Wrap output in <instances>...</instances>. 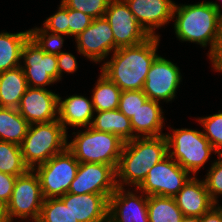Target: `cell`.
Here are the masks:
<instances>
[{"label": "cell", "instance_id": "1", "mask_svg": "<svg viewBox=\"0 0 222 222\" xmlns=\"http://www.w3.org/2000/svg\"><path fill=\"white\" fill-rule=\"evenodd\" d=\"M222 7L211 1L195 4H176L172 18L177 39L201 47H209L210 61L217 54L222 39Z\"/></svg>", "mask_w": 222, "mask_h": 222}, {"label": "cell", "instance_id": "2", "mask_svg": "<svg viewBox=\"0 0 222 222\" xmlns=\"http://www.w3.org/2000/svg\"><path fill=\"white\" fill-rule=\"evenodd\" d=\"M160 37L151 36L145 42L115 50L111 58L100 67L109 80L121 91L143 90L147 73L159 55L157 49Z\"/></svg>", "mask_w": 222, "mask_h": 222}, {"label": "cell", "instance_id": "3", "mask_svg": "<svg viewBox=\"0 0 222 222\" xmlns=\"http://www.w3.org/2000/svg\"><path fill=\"white\" fill-rule=\"evenodd\" d=\"M167 156L168 143L165 135L136 137L124 142L116 169L117 186L137 188L150 169Z\"/></svg>", "mask_w": 222, "mask_h": 222}, {"label": "cell", "instance_id": "4", "mask_svg": "<svg viewBox=\"0 0 222 222\" xmlns=\"http://www.w3.org/2000/svg\"><path fill=\"white\" fill-rule=\"evenodd\" d=\"M68 131L59 120L30 124L22 142L25 165L33 170L67 148Z\"/></svg>", "mask_w": 222, "mask_h": 222}, {"label": "cell", "instance_id": "5", "mask_svg": "<svg viewBox=\"0 0 222 222\" xmlns=\"http://www.w3.org/2000/svg\"><path fill=\"white\" fill-rule=\"evenodd\" d=\"M73 134L75 137L67 142V148L79 163L107 164L117 169L124 145V141L117 135L97 131L91 126Z\"/></svg>", "mask_w": 222, "mask_h": 222}, {"label": "cell", "instance_id": "6", "mask_svg": "<svg viewBox=\"0 0 222 222\" xmlns=\"http://www.w3.org/2000/svg\"><path fill=\"white\" fill-rule=\"evenodd\" d=\"M165 133L168 143V155L191 175L197 176L212 155L217 154L203 131L188 128L170 129Z\"/></svg>", "mask_w": 222, "mask_h": 222}, {"label": "cell", "instance_id": "7", "mask_svg": "<svg viewBox=\"0 0 222 222\" xmlns=\"http://www.w3.org/2000/svg\"><path fill=\"white\" fill-rule=\"evenodd\" d=\"M79 164L73 153L66 148L35 167L33 170L39 178L43 198H60L65 195L76 177Z\"/></svg>", "mask_w": 222, "mask_h": 222}, {"label": "cell", "instance_id": "8", "mask_svg": "<svg viewBox=\"0 0 222 222\" xmlns=\"http://www.w3.org/2000/svg\"><path fill=\"white\" fill-rule=\"evenodd\" d=\"M43 201L39 178L34 170L29 169L16 178L11 198L7 203L9 221L13 222L19 218L21 221L30 222L31 219L32 222H37Z\"/></svg>", "mask_w": 222, "mask_h": 222}, {"label": "cell", "instance_id": "9", "mask_svg": "<svg viewBox=\"0 0 222 222\" xmlns=\"http://www.w3.org/2000/svg\"><path fill=\"white\" fill-rule=\"evenodd\" d=\"M192 175L169 155L150 169L137 187L146 196L174 197Z\"/></svg>", "mask_w": 222, "mask_h": 222}, {"label": "cell", "instance_id": "10", "mask_svg": "<svg viewBox=\"0 0 222 222\" xmlns=\"http://www.w3.org/2000/svg\"><path fill=\"white\" fill-rule=\"evenodd\" d=\"M22 60L29 87L45 88L59 81L57 55L46 53L31 37L23 45Z\"/></svg>", "mask_w": 222, "mask_h": 222}, {"label": "cell", "instance_id": "11", "mask_svg": "<svg viewBox=\"0 0 222 222\" xmlns=\"http://www.w3.org/2000/svg\"><path fill=\"white\" fill-rule=\"evenodd\" d=\"M104 17L113 32L114 51L140 44L151 37L137 22L124 0H110Z\"/></svg>", "mask_w": 222, "mask_h": 222}, {"label": "cell", "instance_id": "12", "mask_svg": "<svg viewBox=\"0 0 222 222\" xmlns=\"http://www.w3.org/2000/svg\"><path fill=\"white\" fill-rule=\"evenodd\" d=\"M182 75L172 61L158 55L153 61L144 83L143 92L149 100L170 102L176 97Z\"/></svg>", "mask_w": 222, "mask_h": 222}, {"label": "cell", "instance_id": "13", "mask_svg": "<svg viewBox=\"0 0 222 222\" xmlns=\"http://www.w3.org/2000/svg\"><path fill=\"white\" fill-rule=\"evenodd\" d=\"M116 188V170L112 166L100 163H80L68 193L102 194L109 200Z\"/></svg>", "mask_w": 222, "mask_h": 222}, {"label": "cell", "instance_id": "14", "mask_svg": "<svg viewBox=\"0 0 222 222\" xmlns=\"http://www.w3.org/2000/svg\"><path fill=\"white\" fill-rule=\"evenodd\" d=\"M75 42L77 53L95 63L109 59V54L114 52L113 32L105 17L93 19Z\"/></svg>", "mask_w": 222, "mask_h": 222}, {"label": "cell", "instance_id": "15", "mask_svg": "<svg viewBox=\"0 0 222 222\" xmlns=\"http://www.w3.org/2000/svg\"><path fill=\"white\" fill-rule=\"evenodd\" d=\"M138 192L117 186L109 197L108 222H149L148 196Z\"/></svg>", "mask_w": 222, "mask_h": 222}, {"label": "cell", "instance_id": "16", "mask_svg": "<svg viewBox=\"0 0 222 222\" xmlns=\"http://www.w3.org/2000/svg\"><path fill=\"white\" fill-rule=\"evenodd\" d=\"M58 96L47 88L28 86L17 110L29 124L58 120Z\"/></svg>", "mask_w": 222, "mask_h": 222}, {"label": "cell", "instance_id": "17", "mask_svg": "<svg viewBox=\"0 0 222 222\" xmlns=\"http://www.w3.org/2000/svg\"><path fill=\"white\" fill-rule=\"evenodd\" d=\"M137 22L150 36L161 35L155 29L165 26L173 20L175 2L172 0H124Z\"/></svg>", "mask_w": 222, "mask_h": 222}, {"label": "cell", "instance_id": "18", "mask_svg": "<svg viewBox=\"0 0 222 222\" xmlns=\"http://www.w3.org/2000/svg\"><path fill=\"white\" fill-rule=\"evenodd\" d=\"M60 199L78 222H108L109 200L102 194L67 192Z\"/></svg>", "mask_w": 222, "mask_h": 222}, {"label": "cell", "instance_id": "19", "mask_svg": "<svg viewBox=\"0 0 222 222\" xmlns=\"http://www.w3.org/2000/svg\"><path fill=\"white\" fill-rule=\"evenodd\" d=\"M174 199L184 216L201 217L214 206L204 178L199 180L196 176L190 178Z\"/></svg>", "mask_w": 222, "mask_h": 222}, {"label": "cell", "instance_id": "20", "mask_svg": "<svg viewBox=\"0 0 222 222\" xmlns=\"http://www.w3.org/2000/svg\"><path fill=\"white\" fill-rule=\"evenodd\" d=\"M58 96V120L67 131V126L89 127L94 117L92 99L82 95H70L64 100Z\"/></svg>", "mask_w": 222, "mask_h": 222}, {"label": "cell", "instance_id": "21", "mask_svg": "<svg viewBox=\"0 0 222 222\" xmlns=\"http://www.w3.org/2000/svg\"><path fill=\"white\" fill-rule=\"evenodd\" d=\"M161 102L147 100L130 118L133 128V139L136 137H157L162 133L165 122Z\"/></svg>", "mask_w": 222, "mask_h": 222}, {"label": "cell", "instance_id": "22", "mask_svg": "<svg viewBox=\"0 0 222 222\" xmlns=\"http://www.w3.org/2000/svg\"><path fill=\"white\" fill-rule=\"evenodd\" d=\"M27 87L21 66L0 72V107L17 109Z\"/></svg>", "mask_w": 222, "mask_h": 222}, {"label": "cell", "instance_id": "23", "mask_svg": "<svg viewBox=\"0 0 222 222\" xmlns=\"http://www.w3.org/2000/svg\"><path fill=\"white\" fill-rule=\"evenodd\" d=\"M91 127L97 131L117 135L124 142L133 139L131 121L119 109L95 111Z\"/></svg>", "mask_w": 222, "mask_h": 222}, {"label": "cell", "instance_id": "24", "mask_svg": "<svg viewBox=\"0 0 222 222\" xmlns=\"http://www.w3.org/2000/svg\"><path fill=\"white\" fill-rule=\"evenodd\" d=\"M29 37V30L18 33H9L3 30L0 33V72L22 64L21 51Z\"/></svg>", "mask_w": 222, "mask_h": 222}, {"label": "cell", "instance_id": "25", "mask_svg": "<svg viewBox=\"0 0 222 222\" xmlns=\"http://www.w3.org/2000/svg\"><path fill=\"white\" fill-rule=\"evenodd\" d=\"M29 125L17 109L0 107V141L21 145Z\"/></svg>", "mask_w": 222, "mask_h": 222}, {"label": "cell", "instance_id": "26", "mask_svg": "<svg viewBox=\"0 0 222 222\" xmlns=\"http://www.w3.org/2000/svg\"><path fill=\"white\" fill-rule=\"evenodd\" d=\"M121 93V89L101 73L92 89L91 99L94 111L118 109Z\"/></svg>", "mask_w": 222, "mask_h": 222}, {"label": "cell", "instance_id": "27", "mask_svg": "<svg viewBox=\"0 0 222 222\" xmlns=\"http://www.w3.org/2000/svg\"><path fill=\"white\" fill-rule=\"evenodd\" d=\"M149 222H181L183 213L174 197L148 196Z\"/></svg>", "mask_w": 222, "mask_h": 222}, {"label": "cell", "instance_id": "28", "mask_svg": "<svg viewBox=\"0 0 222 222\" xmlns=\"http://www.w3.org/2000/svg\"><path fill=\"white\" fill-rule=\"evenodd\" d=\"M28 170L29 168L23 161L21 146L11 142L0 141V172L21 176Z\"/></svg>", "mask_w": 222, "mask_h": 222}, {"label": "cell", "instance_id": "29", "mask_svg": "<svg viewBox=\"0 0 222 222\" xmlns=\"http://www.w3.org/2000/svg\"><path fill=\"white\" fill-rule=\"evenodd\" d=\"M37 222H78L74 219L69 206L60 198H46L43 201Z\"/></svg>", "mask_w": 222, "mask_h": 222}, {"label": "cell", "instance_id": "30", "mask_svg": "<svg viewBox=\"0 0 222 222\" xmlns=\"http://www.w3.org/2000/svg\"><path fill=\"white\" fill-rule=\"evenodd\" d=\"M199 117L197 121L203 126V134L209 140L218 155H222V112Z\"/></svg>", "mask_w": 222, "mask_h": 222}, {"label": "cell", "instance_id": "31", "mask_svg": "<svg viewBox=\"0 0 222 222\" xmlns=\"http://www.w3.org/2000/svg\"><path fill=\"white\" fill-rule=\"evenodd\" d=\"M30 37L37 43V45L46 53L58 55L64 43V35L46 31L42 26L39 28H31Z\"/></svg>", "mask_w": 222, "mask_h": 222}, {"label": "cell", "instance_id": "32", "mask_svg": "<svg viewBox=\"0 0 222 222\" xmlns=\"http://www.w3.org/2000/svg\"><path fill=\"white\" fill-rule=\"evenodd\" d=\"M211 168L205 174L204 182L207 191L214 203H219V196H222V155H218V159L211 163Z\"/></svg>", "mask_w": 222, "mask_h": 222}, {"label": "cell", "instance_id": "33", "mask_svg": "<svg viewBox=\"0 0 222 222\" xmlns=\"http://www.w3.org/2000/svg\"><path fill=\"white\" fill-rule=\"evenodd\" d=\"M110 0H61L70 9L81 11L92 18L104 17Z\"/></svg>", "mask_w": 222, "mask_h": 222}, {"label": "cell", "instance_id": "34", "mask_svg": "<svg viewBox=\"0 0 222 222\" xmlns=\"http://www.w3.org/2000/svg\"><path fill=\"white\" fill-rule=\"evenodd\" d=\"M147 100L143 90H125L121 93L118 109L130 119Z\"/></svg>", "mask_w": 222, "mask_h": 222}, {"label": "cell", "instance_id": "35", "mask_svg": "<svg viewBox=\"0 0 222 222\" xmlns=\"http://www.w3.org/2000/svg\"><path fill=\"white\" fill-rule=\"evenodd\" d=\"M68 7H66L62 2L58 7L56 13L47 17L45 21H43V28L46 31L69 36V27H68Z\"/></svg>", "mask_w": 222, "mask_h": 222}, {"label": "cell", "instance_id": "36", "mask_svg": "<svg viewBox=\"0 0 222 222\" xmlns=\"http://www.w3.org/2000/svg\"><path fill=\"white\" fill-rule=\"evenodd\" d=\"M93 19L94 18L81 11L68 8L67 22L69 27V36L76 38L93 22Z\"/></svg>", "mask_w": 222, "mask_h": 222}, {"label": "cell", "instance_id": "37", "mask_svg": "<svg viewBox=\"0 0 222 222\" xmlns=\"http://www.w3.org/2000/svg\"><path fill=\"white\" fill-rule=\"evenodd\" d=\"M57 64H58V74H59V80L62 78V74L64 73H71L77 71L78 69V62L73 54L70 52H61L57 55Z\"/></svg>", "mask_w": 222, "mask_h": 222}, {"label": "cell", "instance_id": "38", "mask_svg": "<svg viewBox=\"0 0 222 222\" xmlns=\"http://www.w3.org/2000/svg\"><path fill=\"white\" fill-rule=\"evenodd\" d=\"M17 176L0 172V199L9 202Z\"/></svg>", "mask_w": 222, "mask_h": 222}, {"label": "cell", "instance_id": "39", "mask_svg": "<svg viewBox=\"0 0 222 222\" xmlns=\"http://www.w3.org/2000/svg\"><path fill=\"white\" fill-rule=\"evenodd\" d=\"M200 222H222L220 212L213 206L200 217Z\"/></svg>", "mask_w": 222, "mask_h": 222}, {"label": "cell", "instance_id": "40", "mask_svg": "<svg viewBox=\"0 0 222 222\" xmlns=\"http://www.w3.org/2000/svg\"><path fill=\"white\" fill-rule=\"evenodd\" d=\"M212 68L217 72L222 71V39L217 54L211 60Z\"/></svg>", "mask_w": 222, "mask_h": 222}, {"label": "cell", "instance_id": "41", "mask_svg": "<svg viewBox=\"0 0 222 222\" xmlns=\"http://www.w3.org/2000/svg\"><path fill=\"white\" fill-rule=\"evenodd\" d=\"M8 207L7 203L0 199V222H8Z\"/></svg>", "mask_w": 222, "mask_h": 222}, {"label": "cell", "instance_id": "42", "mask_svg": "<svg viewBox=\"0 0 222 222\" xmlns=\"http://www.w3.org/2000/svg\"><path fill=\"white\" fill-rule=\"evenodd\" d=\"M181 222H200V217H198V216H183Z\"/></svg>", "mask_w": 222, "mask_h": 222}, {"label": "cell", "instance_id": "43", "mask_svg": "<svg viewBox=\"0 0 222 222\" xmlns=\"http://www.w3.org/2000/svg\"><path fill=\"white\" fill-rule=\"evenodd\" d=\"M214 207L220 212V215L222 217V206L217 203H214Z\"/></svg>", "mask_w": 222, "mask_h": 222}]
</instances>
